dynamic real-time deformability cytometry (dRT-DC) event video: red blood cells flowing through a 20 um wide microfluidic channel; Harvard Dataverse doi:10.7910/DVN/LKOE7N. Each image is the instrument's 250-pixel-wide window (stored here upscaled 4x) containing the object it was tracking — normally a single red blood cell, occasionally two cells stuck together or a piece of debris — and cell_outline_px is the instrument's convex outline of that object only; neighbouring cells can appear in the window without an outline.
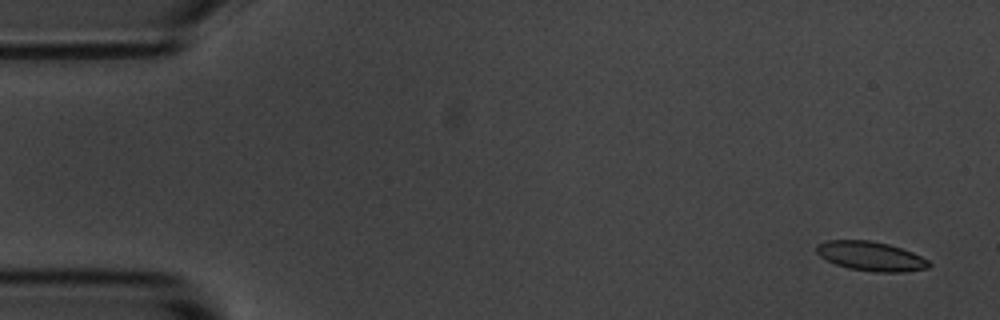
{"species": "common noctule bat (a hibernating species)", "species_latin": "Nyctalus noctula", "temperature_condition": "room temperature", "stored_images_in_passage": 4, "camera_frame_rate_fps": 3000, "um_per_image_px": 0.085, "animal": {"sex": "male", "body_mass_g": 20.1, "forearm_length_mm": 53.5}, "frame": {"image": 1, "passage_image": 1, "time_ms": 0.0, "image_size_px": [1000, 320], "cell_outline_px": [[932, 264], [928, 268], [904, 272], [876, 272], [848, 268], [836, 264], [820, 256], [816, 252], [816, 244], [828, 240], [868, 240], [888, 244], [912, 252], [928, 260]], "centroid_in_image_um": [74.02, 21.78], "position_along_channel_um": 11.0, "area_um2": 19.13}}
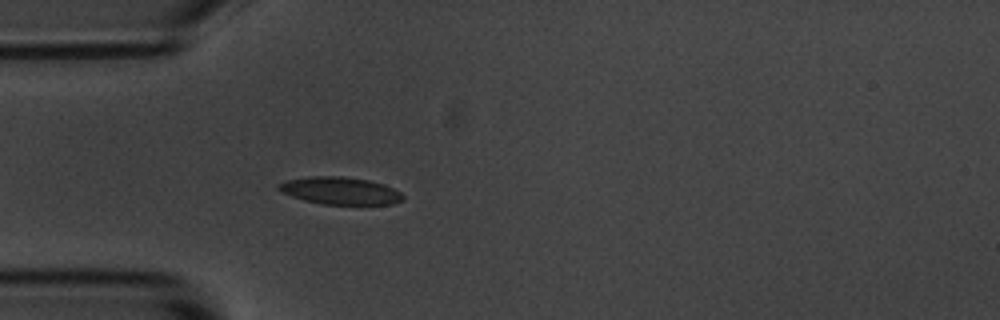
{"frame": {"image": 2, "passage_image": 4, "time_ms": 4.333, "image_size_px": [1000, 320], "cell_outline_px": [[404, 200], [392, 204], [320, 204], [304, 200], [292, 196], [276, 188], [276, 184], [288, 180], [308, 176], [340, 176], [368, 180], [384, 184], [400, 192], [404, 196]], "centroid_in_image_um": [28.91, 16.21], "position_along_channel_um": 56.1, "area_um2": 19.77}}